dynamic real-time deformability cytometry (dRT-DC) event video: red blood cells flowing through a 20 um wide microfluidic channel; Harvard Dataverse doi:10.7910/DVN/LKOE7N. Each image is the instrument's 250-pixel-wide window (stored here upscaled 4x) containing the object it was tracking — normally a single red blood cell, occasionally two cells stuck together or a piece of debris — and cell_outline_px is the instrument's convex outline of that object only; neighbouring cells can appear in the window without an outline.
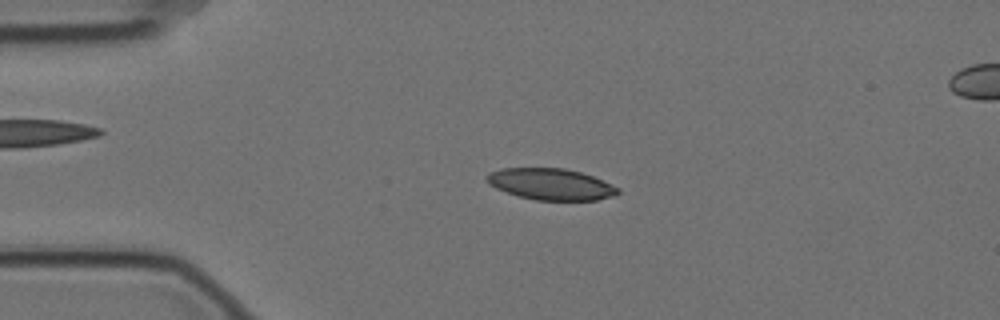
{"species": "Egyptian fruit bat (a non-hibernating species)", "species_latin": "Rousettus aegyptiacus", "temperature_condition": "cold", "stored_images_in_passage": 58, "segment_of_instrument_passage": [1, 2], "camera_frame_rate_fps": 3000, "um_per_image_px": 0.085, "animal": {"sex": "female"}, "frame": {"image": 1, "passage_image": 12, "time_ms": 3.667, "image_size_px": [1000, 320], "cell_outline_px": [[620, 192], [616, 196], [596, 200], [536, 200], [520, 196], [496, 188], [488, 184], [484, 176], [488, 172], [500, 168], [564, 168], [580, 172], [592, 176], [620, 188]], "centroid_in_image_um": [46.81, 15.65], "position_along_channel_um": 38.2, "area_um2": 24.04}}
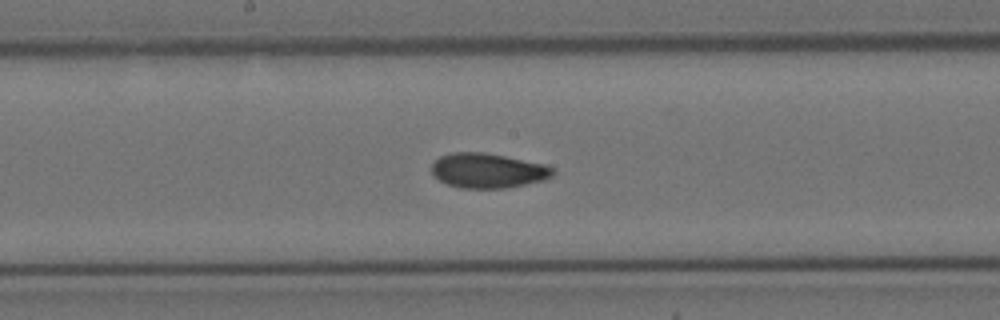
{"frame": {"image": 2, "passage_image": 29, "time_ms": 9.333, "image_size_px": [1000, 320], "cell_outline_px": [[556, 172], [552, 176], [544, 180], [504, 188], [460, 188], [448, 184], [440, 180], [432, 172], [432, 164], [440, 156], [452, 152], [484, 152], [544, 164], [552, 168]], "centroid_in_image_um": [41.47, 14.5], "position_along_channel_um": 206.7, "area_um2": 24.33}}
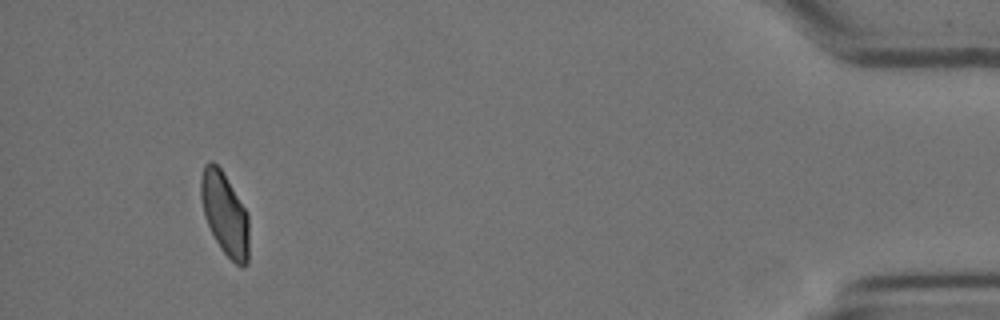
{"frame": {"image": 3, "passage_image": 53, "time_ms": 17.333, "image_size_px": [1000, 320], "cell_outline_px": [[248, 264], [244, 268], [236, 264], [220, 248], [204, 216], [200, 200], [200, 176], [204, 164], [212, 160], [220, 168], [248, 212]], "centroid_in_image_um": [19.1, 18.16], "position_along_channel_um": 416.1, "area_um2": 23.29}}